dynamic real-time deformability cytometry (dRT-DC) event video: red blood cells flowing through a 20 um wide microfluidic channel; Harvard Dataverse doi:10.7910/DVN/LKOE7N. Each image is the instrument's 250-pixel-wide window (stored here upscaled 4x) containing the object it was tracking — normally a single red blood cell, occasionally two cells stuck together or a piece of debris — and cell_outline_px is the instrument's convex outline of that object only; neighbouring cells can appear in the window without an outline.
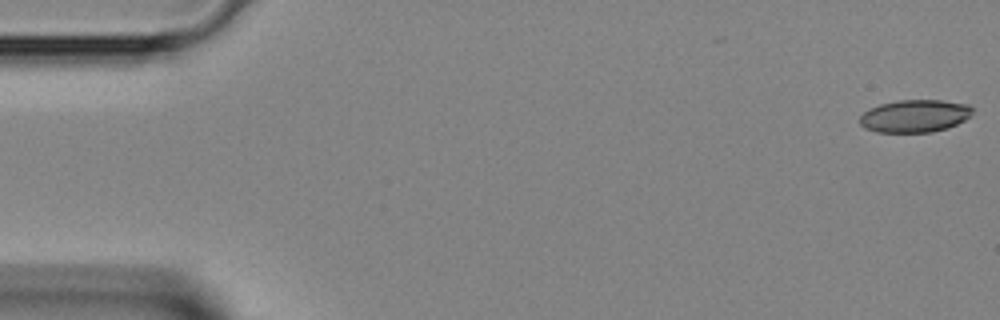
{"species": "Egyptian fruit bat (a non-hibernating species)", "species_latin": "Rousettus aegyptiacus", "temperature_condition": "room temperature", "stored_images_in_passage": 31, "camera_frame_rate_fps": 3000, "um_per_image_px": 0.085, "animal": {"sex": "female"}, "frame": {"image": 1, "passage_image": 1, "time_ms": 0.0, "image_size_px": [1000, 320], "cell_outline_px": [[972, 116], [948, 128], [932, 132], [876, 132], [864, 128], [860, 124], [860, 116], [864, 112], [880, 104], [900, 100], [940, 100], [968, 104], [972, 108]], "centroid_in_image_um": [77.77, 9.86], "position_along_channel_um": 7.2, "area_um2": 21.39}}
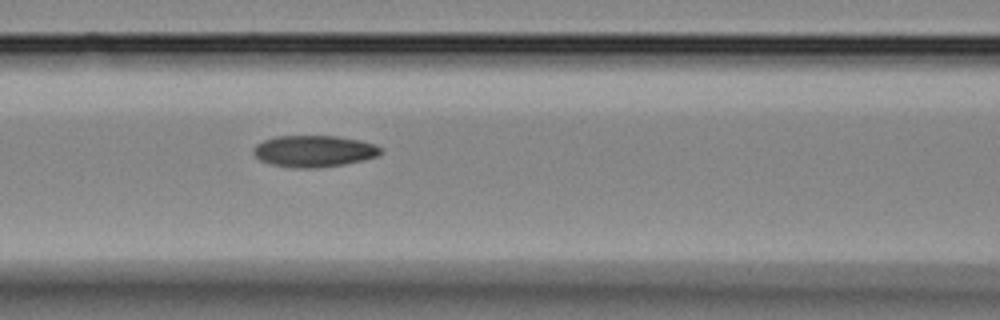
{"frame": {"image": 2, "passage_image": 18, "time_ms": 5.667, "image_size_px": [1000, 320], "cell_outline_px": [[380, 152], [376, 156], [364, 160], [344, 164], [316, 168], [296, 168], [272, 164], [260, 160], [252, 152], [252, 148], [256, 144], [264, 140], [276, 136], [336, 136], [360, 140], [376, 144], [380, 148]], "centroid_in_image_um": [26.66, 12.84], "position_along_channel_um": 139.9, "area_um2": 23.35}}
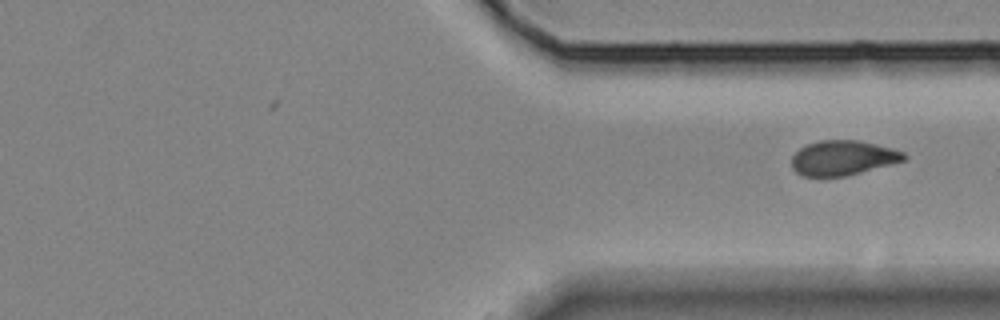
{"frame": {"image": 3, "passage_image": 31, "time_ms": 10.0, "image_size_px": [1000, 320], "cell_outline_px": [[908, 156], [904, 160], [860, 172], [844, 176], [804, 176], [796, 172], [792, 168], [792, 156], [800, 148], [808, 144], [820, 140], [856, 140], [892, 148], [904, 152]], "centroid_in_image_um": [71.62, 13.41], "position_along_channel_um": 339.8, "area_um2": 22.43}}